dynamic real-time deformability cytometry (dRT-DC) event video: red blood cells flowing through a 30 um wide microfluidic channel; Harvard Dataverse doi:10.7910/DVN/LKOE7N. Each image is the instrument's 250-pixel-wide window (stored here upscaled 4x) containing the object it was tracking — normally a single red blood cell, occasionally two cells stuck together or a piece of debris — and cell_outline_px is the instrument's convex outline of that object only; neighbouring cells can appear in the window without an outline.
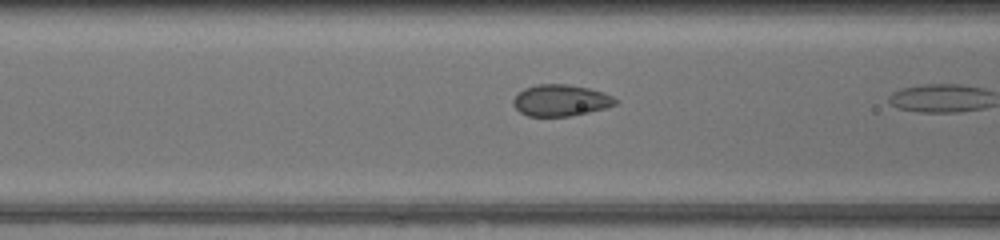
{"species": "common noctule bat (a hibernating species)", "species_latin": "Nyctalus noctula", "temperature_condition": "warm", "stored_images_in_passage": 6, "camera_frame_rate_fps": 3000, "um_per_image_px": 0.085, "animal": {"sex": "female", "body_mass_g": 17.0, "forearm_length_mm": 48.0}, "frame": {"image": 1, "passage_image": 5, "time_ms": 1.333, "image_size_px": [1000, 240], "cell_outline_px": [[616, 104], [604, 108], [588, 112], [568, 116], [528, 116], [520, 112], [512, 104], [512, 100], [524, 88], [536, 84], [568, 84], [588, 88], [604, 92], [612, 96], [616, 100]], "centroid_in_image_um": [47.63, 8.52], "position_along_channel_um": 119.0, "area_um2": 18.61}}